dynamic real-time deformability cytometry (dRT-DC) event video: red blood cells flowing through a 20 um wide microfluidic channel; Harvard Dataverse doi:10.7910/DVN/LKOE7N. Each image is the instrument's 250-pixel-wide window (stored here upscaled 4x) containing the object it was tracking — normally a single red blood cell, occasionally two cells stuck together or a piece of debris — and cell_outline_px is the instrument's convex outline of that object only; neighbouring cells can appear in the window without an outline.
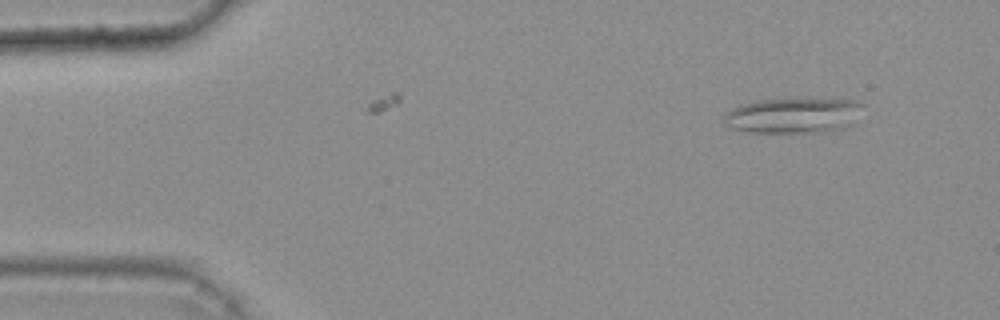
{"species": "common noctule bat (a hibernating species)", "species_latin": "Nyctalus noctula", "temperature_condition": "warm", "stored_images_in_passage": 2, "camera_frame_rate_fps": 3000, "um_per_image_px": 0.085, "animal": {"sex": "female", "body_mass_g": 25.1}, "frame": {"image": 1, "passage_image": 1, "time_ms": 0.0, "image_size_px": [1000, 320], "cell_outline_px": [[864, 104], [852, 124], [844, 128], [820, 132], [748, 132], [732, 128], [724, 120], [724, 116], [732, 108], [740, 104], [756, 100], [860, 100]], "centroid_in_image_um": [67.44, 9.82], "position_along_channel_um": 17.6, "area_um2": 28.09}}